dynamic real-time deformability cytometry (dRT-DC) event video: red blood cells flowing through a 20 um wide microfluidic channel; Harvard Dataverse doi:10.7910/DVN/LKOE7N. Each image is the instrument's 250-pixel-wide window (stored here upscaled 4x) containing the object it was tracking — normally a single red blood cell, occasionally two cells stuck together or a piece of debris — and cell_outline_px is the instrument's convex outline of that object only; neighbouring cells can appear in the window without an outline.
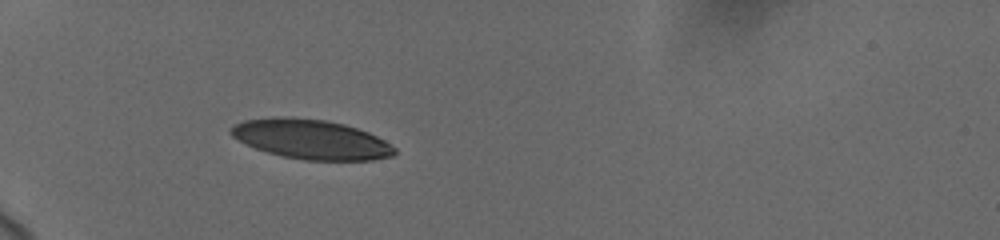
{"species": "human", "species_latin": "Homo sapiens", "temperature_condition": "cold", "stored_images_in_passage": 19, "camera_frame_rate_fps": 3000, "um_per_image_px": 0.085, "donor": {"sex": "female"}, "frame": {"image": 1, "passage_image": 1, "time_ms": 0.0, "image_size_px": [1000, 240], "cell_outline_px": [[396, 152], [392, 156], [372, 160], [304, 160], [284, 156], [268, 152], [256, 148], [232, 136], [228, 132], [228, 128], [244, 120], [272, 116], [292, 116], [324, 120], [344, 124], [368, 132], [384, 140], [396, 148]], "centroid_in_image_um": [26.43, 11.82], "position_along_channel_um": 58.6, "area_um2": 37.74}}
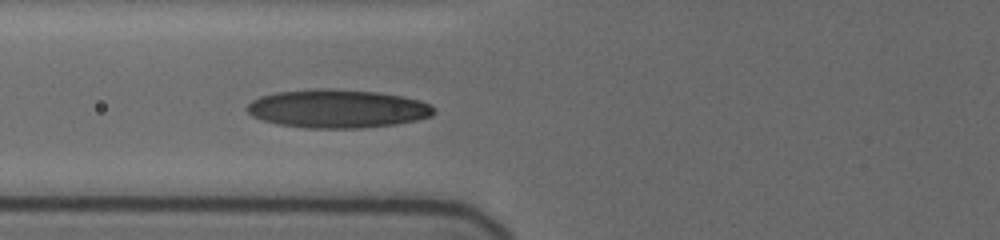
{"frame": {"image": 2, "passage_image": 14, "time_ms": 1.667, "image_size_px": [1000, 240], "cell_outline_px": [[436, 112], [432, 116], [416, 120], [396, 124], [360, 128], [308, 128], [276, 124], [252, 116], [244, 108], [252, 100], [260, 96], [276, 92], [316, 88], [324, 88], [376, 92], [400, 96], [416, 100], [428, 104]], "centroid_in_image_um": [28.62, 9.24], "position_along_channel_um": 97.2, "area_um2": 41.67}}